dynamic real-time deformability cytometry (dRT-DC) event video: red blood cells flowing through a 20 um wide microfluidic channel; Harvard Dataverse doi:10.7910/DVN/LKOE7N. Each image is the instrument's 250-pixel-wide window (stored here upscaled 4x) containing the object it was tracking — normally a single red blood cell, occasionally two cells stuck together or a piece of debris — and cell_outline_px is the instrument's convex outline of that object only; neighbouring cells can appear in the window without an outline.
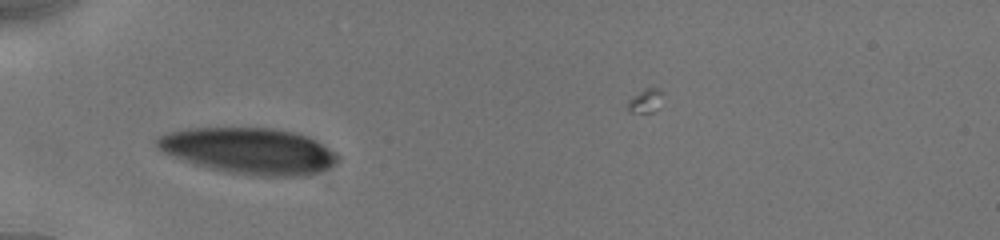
{"species": "human", "species_latin": "Homo sapiens", "temperature_condition": "cold", "stored_images_in_passage": 30, "camera_frame_rate_fps": 3000, "um_per_image_px": 0.085, "donor": {"sex": "male"}, "frame": {"image": 1, "passage_image": 1, "time_ms": 0.0, "image_size_px": [1000, 240], "cell_outline_px": [[340, 160], [328, 168], [320, 172], [300, 176], [256, 176], [228, 172], [208, 168], [184, 160], [164, 152], [156, 144], [156, 140], [160, 136], [168, 132], [192, 128], [272, 128], [292, 132], [308, 136], [316, 140], [336, 152], [340, 156]], "centroid_in_image_um": [21.23, 12.83], "position_along_channel_um": 63.8, "area_um2": 48.38}}
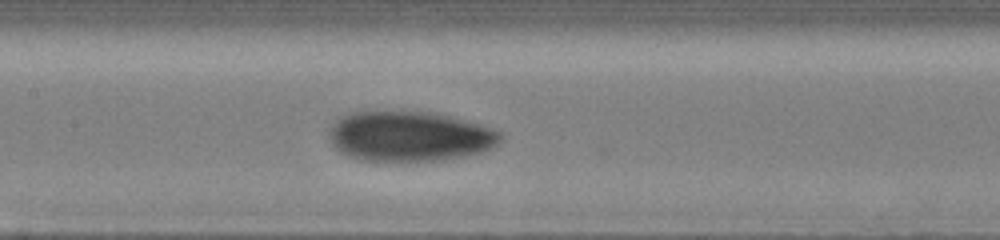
{"frame": {"image": 2, "passage_image": 12, "time_ms": 3.0, "image_size_px": [1000, 240], "cell_outline_px": [[504, 136], [492, 148], [480, 152], [464, 156], [444, 160], [356, 160], [340, 152], [332, 144], [328, 132], [332, 124], [340, 116], [352, 112], [436, 112], [452, 116], [480, 124], [500, 132]], "centroid_in_image_um": [34.8, 11.58], "position_along_channel_um": 172.6, "area_um2": 49.94}}
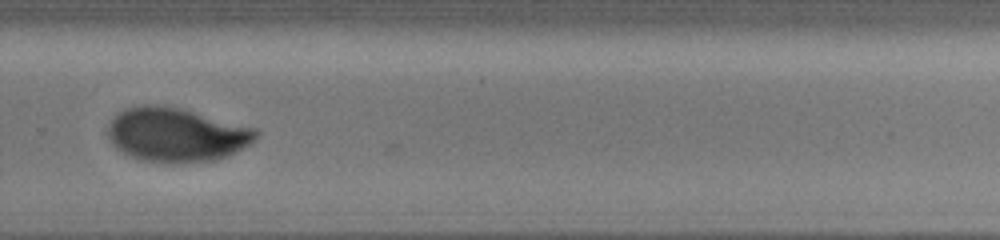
{"frame": {"image": 3, "passage_image": 29, "time_ms": 6.667, "image_size_px": [1000, 240], "cell_outline_px": [[260, 136], [256, 140], [236, 152], [228, 156], [216, 160], [176, 164], [168, 164], [140, 160], [116, 148], [108, 136], [108, 124], [124, 108], [140, 104], [156, 104], [180, 108], [256, 128], [260, 132]], "centroid_in_image_um": [15.02, 11.46], "position_along_channel_um": 314.8, "area_um2": 47.05}}